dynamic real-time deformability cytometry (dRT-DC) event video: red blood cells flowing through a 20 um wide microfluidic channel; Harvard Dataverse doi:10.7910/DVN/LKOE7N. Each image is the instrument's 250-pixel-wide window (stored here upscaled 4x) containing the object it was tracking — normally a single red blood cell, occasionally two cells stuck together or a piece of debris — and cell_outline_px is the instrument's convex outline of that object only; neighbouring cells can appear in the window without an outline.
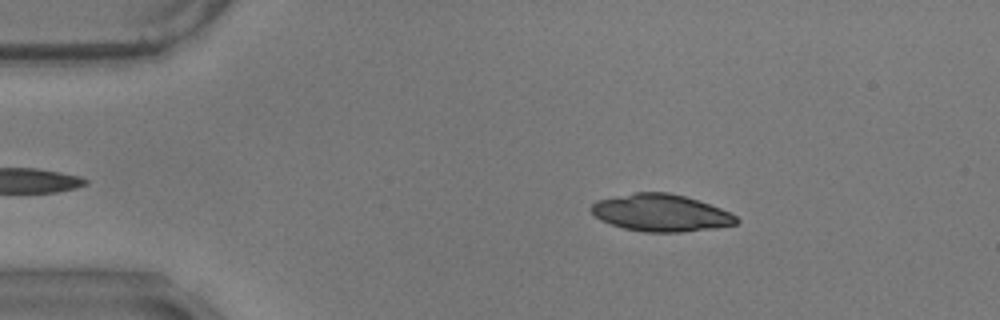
{"species": "common noctule bat (a hibernating species)", "species_latin": "Nyctalus noctula", "temperature_condition": "warm", "stored_images_in_passage": 43, "camera_frame_rate_fps": 3000, "um_per_image_px": 0.085, "animal": {"sex": "male", "body_mass_g": 17.9}, "frame": {"image": 1, "passage_image": 4, "time_ms": 1.0, "image_size_px": [1000, 320], "cell_outline_px": [[740, 220], [736, 224], [716, 228], [680, 232], [644, 232], [624, 228], [600, 220], [588, 208], [596, 200], [636, 192], [668, 192], [684, 196], [720, 208], [736, 216]], "centroid_in_image_um": [56.15, 18.09], "position_along_channel_um": 28.8, "area_um2": 31.27}}